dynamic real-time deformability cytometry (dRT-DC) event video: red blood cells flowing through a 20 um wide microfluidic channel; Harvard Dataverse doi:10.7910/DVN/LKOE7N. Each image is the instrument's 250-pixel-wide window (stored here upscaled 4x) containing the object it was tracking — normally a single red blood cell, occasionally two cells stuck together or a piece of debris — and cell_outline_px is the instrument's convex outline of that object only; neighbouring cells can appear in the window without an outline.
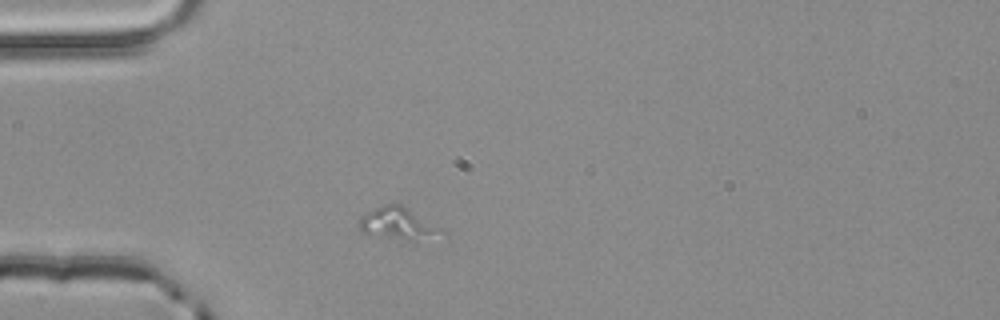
{"species": "common noctule bat (a hibernating species)", "species_latin": "Nyctalus noctula", "temperature_condition": "room temperature", "stored_images_in_passage": 1, "camera_frame_rate_fps": 3000, "um_per_image_px": 0.085, "animal": {"sex": "male", "body_mass_g": 20.4}, "frame": {"image": 1, "passage_image": 1, "time_ms": 0.0, "image_size_px": [1000, 320], "cell_outline_px": [[448, 232], [416, 244], [364, 232], [356, 224], [360, 216], [384, 204], [400, 204]], "centroid_in_image_um": [33.88, 19.07], "position_along_channel_um": 51.1, "area_um2": 15.66}}